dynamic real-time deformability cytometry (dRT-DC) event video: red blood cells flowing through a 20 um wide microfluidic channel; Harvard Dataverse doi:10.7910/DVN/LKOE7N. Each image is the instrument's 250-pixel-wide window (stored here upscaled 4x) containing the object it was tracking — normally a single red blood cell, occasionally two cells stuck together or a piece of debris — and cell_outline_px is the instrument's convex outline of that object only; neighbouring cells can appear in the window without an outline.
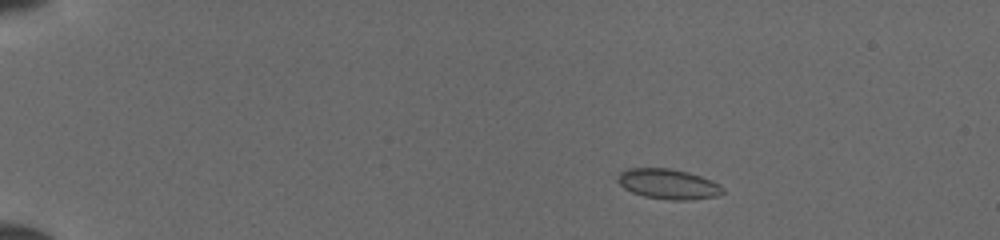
{"species": "common noctule bat (a hibernating species)", "species_latin": "Nyctalus noctula", "temperature_condition": "cold", "stored_images_in_passage": 45, "camera_frame_rate_fps": 3000, "um_per_image_px": 0.085, "animal": {"sex": "female", "body_mass_g": 19.5, "forearm_length_mm": 54.1}, "frame": {"image": 1, "passage_image": 4, "time_ms": 1.0, "image_size_px": [1000, 240], "cell_outline_px": [[724, 192], [716, 196], [688, 200], [672, 200], [644, 196], [632, 192], [624, 188], [616, 180], [616, 176], [620, 172], [628, 168], [672, 168], [688, 172], [712, 180], [720, 184], [724, 188]], "centroid_in_image_um": [56.79, 15.63], "position_along_channel_um": 28.2, "area_um2": 18.55}}
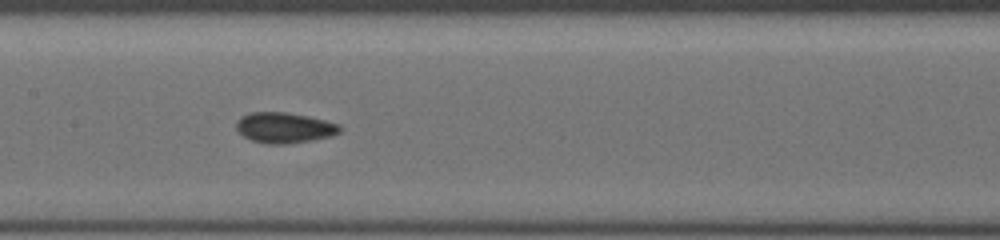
{"frame": {"image": 2, "passage_image": 22, "time_ms": 7.0, "image_size_px": [1000, 240], "cell_outline_px": [[340, 132], [332, 136], [312, 140], [288, 144], [264, 144], [252, 140], [244, 136], [236, 128], [236, 120], [240, 116], [248, 112], [288, 112], [308, 116], [340, 124]], "centroid_in_image_um": [24.15, 10.85], "position_along_channel_um": 183.2, "area_um2": 18.61}}
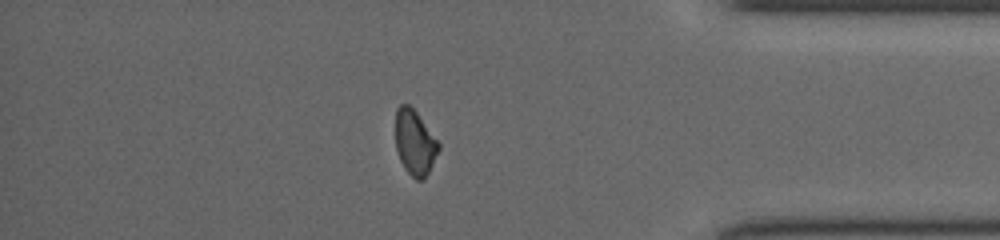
{"frame": {"image": 3, "passage_image": 39, "time_ms": 12.667, "image_size_px": [1000, 240], "cell_outline_px": [[440, 148], [424, 180], [416, 180], [404, 168], [400, 160], [396, 148], [396, 108], [400, 104], [408, 104], [416, 112], [440, 144]], "centroid_in_image_um": [35.25, 12.13], "position_along_channel_um": 400.0, "area_um2": 16.13}}